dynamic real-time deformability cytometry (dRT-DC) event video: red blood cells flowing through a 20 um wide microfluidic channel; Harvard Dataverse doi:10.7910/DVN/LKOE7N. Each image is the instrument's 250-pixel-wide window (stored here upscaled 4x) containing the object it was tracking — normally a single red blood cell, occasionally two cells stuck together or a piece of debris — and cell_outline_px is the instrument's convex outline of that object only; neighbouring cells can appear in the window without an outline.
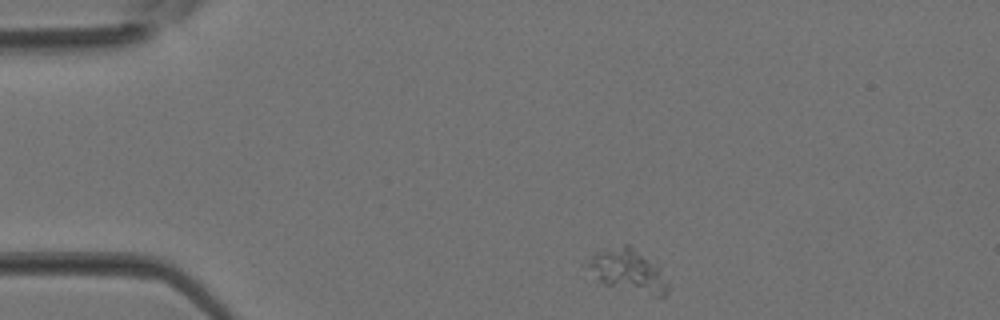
{"species": "Egyptian fruit bat (a non-hibernating species)", "species_latin": "Rousettus aegyptiacus", "temperature_condition": "room temperature", "stored_images_in_passage": 33, "camera_frame_rate_fps": 3000, "um_per_image_px": 0.085, "animal": {"sex": "female"}, "frame": {"image": 1, "passage_image": 1, "time_ms": 0.0, "image_size_px": [1000, 320], "cell_outline_px": [[668, 292], [664, 296], [656, 296], [604, 284], [580, 264], [596, 252], [624, 244], [628, 244], [660, 268], [668, 284]], "centroid_in_image_um": [53.31, 23.0], "position_along_channel_um": 31.7, "area_um2": 19.88}}
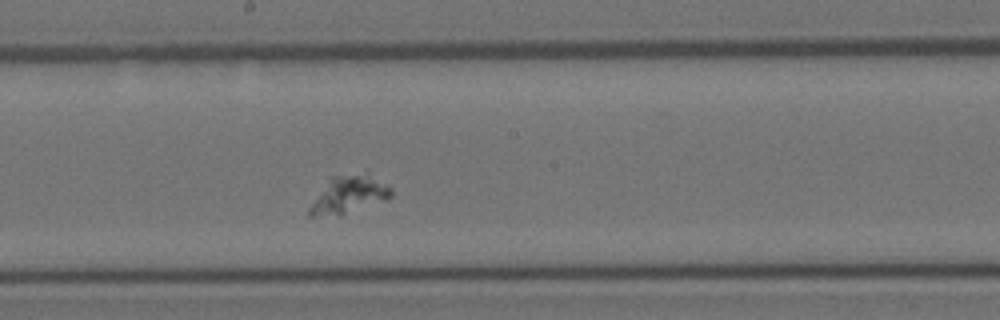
{"frame": {"image": 2, "passage_image": 15, "time_ms": 4.667, "image_size_px": [1000, 320], "cell_outline_px": [[392, 196], [388, 200], [344, 212], [312, 216], [308, 216], [308, 208], [332, 176], [368, 172], [388, 184], [392, 188]], "centroid_in_image_um": [29.73, 16.48], "position_along_channel_um": 218.5, "area_um2": 17.28}}
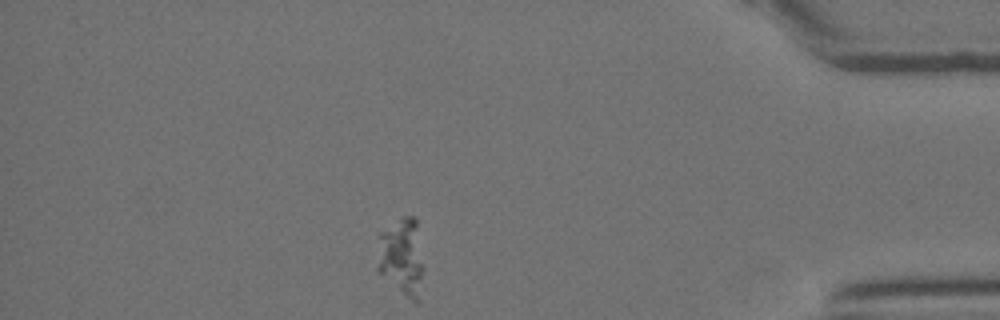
{"frame": {"image": 3, "passage_image": 28, "time_ms": 9.0, "image_size_px": [1000, 320], "cell_outline_px": [[424, 268], [416, 300], [412, 300], [376, 272], [376, 268], [380, 232], [404, 216], [412, 216], [416, 220]], "centroid_in_image_um": [34.11, 21.8], "position_along_channel_um": 401.1, "area_um2": 20.52}}